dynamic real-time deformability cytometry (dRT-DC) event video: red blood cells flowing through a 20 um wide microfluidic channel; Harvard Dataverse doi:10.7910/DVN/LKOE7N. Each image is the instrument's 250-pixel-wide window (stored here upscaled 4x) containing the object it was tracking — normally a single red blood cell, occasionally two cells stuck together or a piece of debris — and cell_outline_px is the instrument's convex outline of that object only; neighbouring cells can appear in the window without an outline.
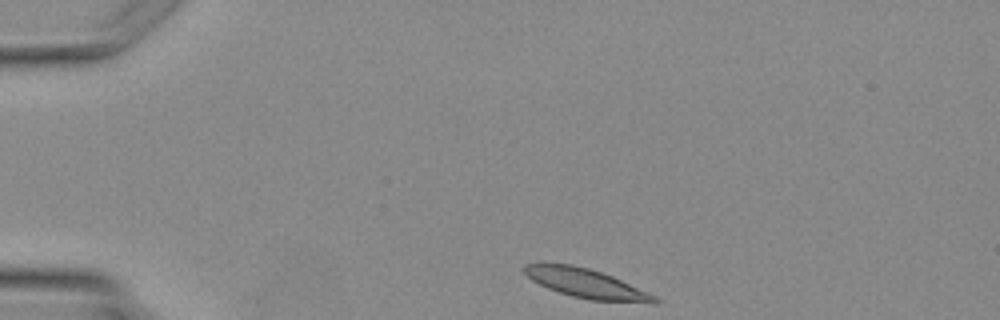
{"species": "Egyptian fruit bat (a non-hibernating species)", "species_latin": "Rousettus aegyptiacus", "temperature_condition": "warm", "stored_images_in_passage": 1, "camera_frame_rate_fps": 3000, "um_per_image_px": 0.085, "animal": {"sex": "female"}, "frame": {"image": 1, "passage_image": 1, "time_ms": 0.0, "image_size_px": [1000, 320], "cell_outline_px": [[660, 300], [656, 304], [652, 304], [588, 300], [572, 296], [548, 288], [532, 280], [524, 272], [524, 264], [572, 264], [588, 268], [612, 276], [656, 296]], "centroid_in_image_um": [49.9, 24.12], "position_along_channel_um": 35.1, "area_um2": 22.02}}